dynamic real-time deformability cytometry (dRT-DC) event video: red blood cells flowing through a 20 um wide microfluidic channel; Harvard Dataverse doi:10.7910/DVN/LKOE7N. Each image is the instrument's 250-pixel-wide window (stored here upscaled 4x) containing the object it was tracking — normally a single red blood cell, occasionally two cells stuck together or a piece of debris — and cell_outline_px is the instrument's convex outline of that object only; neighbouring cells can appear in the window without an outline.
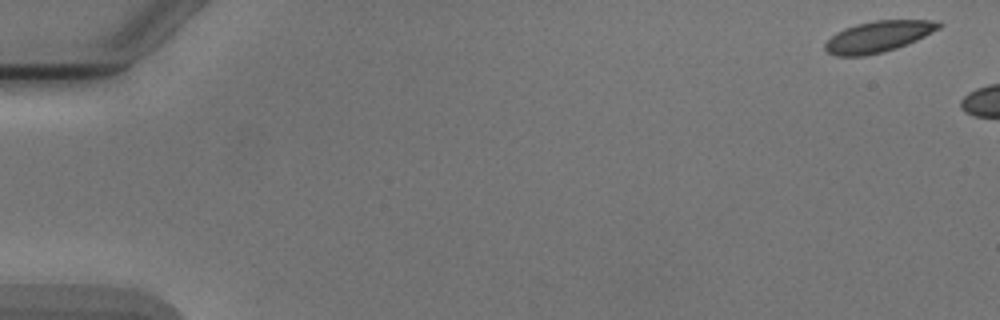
{"species": "Egyptian fruit bat (a non-hibernating species)", "species_latin": "Rousettus aegyptiacus", "temperature_condition": "cold", "stored_images_in_passage": 3, "camera_frame_rate_fps": 3000, "um_per_image_px": 0.085, "animal": {"sex": "male"}, "frame": {"image": 1, "passage_image": 1, "time_ms": 0.0, "image_size_px": [1000, 320], "cell_outline_px": [[944, 24], [940, 28], [916, 40], [896, 48], [884, 52], [864, 56], [836, 56], [828, 52], [824, 48], [824, 44], [836, 32], [844, 28], [856, 24], [876, 20], [940, 20]], "centroid_in_image_um": [74.66, 3.1], "position_along_channel_um": 10.3, "area_um2": 20.69}}